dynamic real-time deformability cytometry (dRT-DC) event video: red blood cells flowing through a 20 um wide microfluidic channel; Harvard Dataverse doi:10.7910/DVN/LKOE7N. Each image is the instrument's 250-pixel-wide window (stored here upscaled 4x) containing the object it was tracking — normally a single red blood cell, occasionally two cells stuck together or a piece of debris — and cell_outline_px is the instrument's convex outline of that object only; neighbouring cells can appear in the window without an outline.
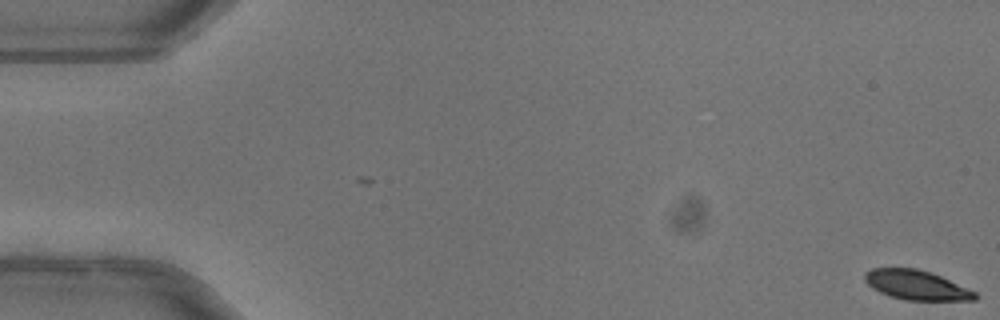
{"species": "common noctule bat (a hibernating species)", "species_latin": "Nyctalus noctula", "temperature_condition": "warm", "stored_images_in_passage": 52, "camera_frame_rate_fps": 3000, "um_per_image_px": 0.085, "animal": {"sex": "female"}, "frame": {"image": 1, "passage_image": 1, "time_ms": 0.0, "image_size_px": [1000, 320], "cell_outline_px": [[976, 300], [904, 300], [888, 296], [872, 288], [864, 280], [864, 272], [872, 268], [916, 268], [932, 272], [976, 292]], "centroid_in_image_um": [77.85, 24.22], "position_along_channel_um": 7.1, "area_um2": 19.02}}
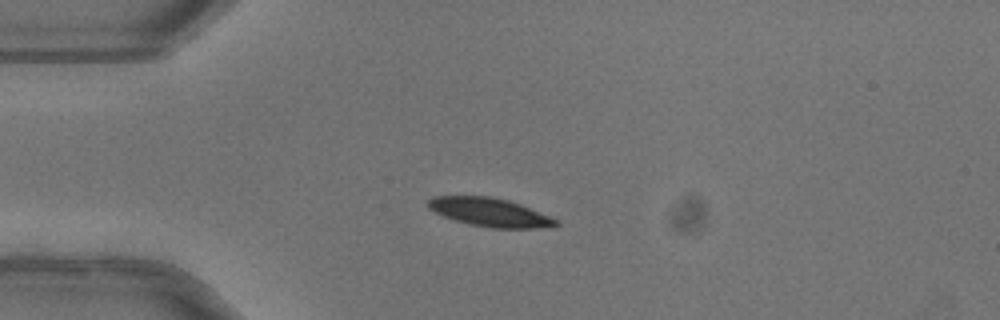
{"frame": {"image": 2, "passage_image": 14, "time_ms": 4.333, "image_size_px": [1000, 320], "cell_outline_px": [[560, 224], [536, 228], [492, 228], [468, 224], [444, 216], [428, 208], [428, 200], [432, 196], [488, 196], [508, 200], [520, 204], [560, 220]], "centroid_in_image_um": [41.64, 18.04], "position_along_channel_um": 43.4, "area_um2": 21.1}}
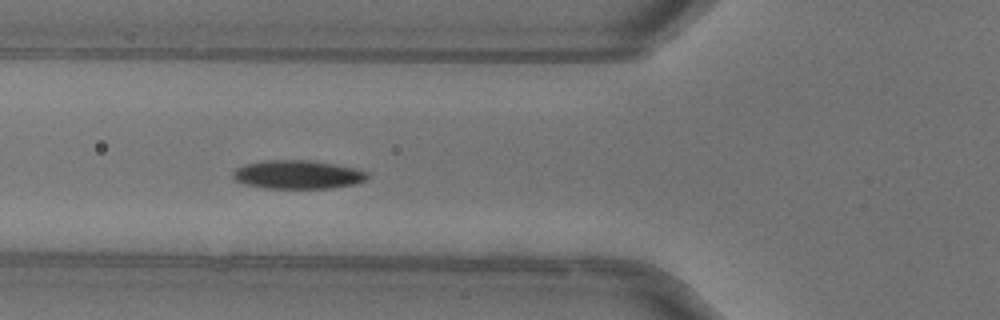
{"frame": {"image": 3, "passage_image": 20, "time_ms": 6.333, "image_size_px": [1000, 320], "cell_outline_px": [[372, 176], [368, 180], [356, 184], [332, 188], [264, 188], [244, 184], [236, 180], [232, 176], [232, 172], [236, 168], [244, 164], [268, 160], [308, 160], [360, 168], [368, 172]], "centroid_in_image_um": [25.38, 14.84], "position_along_channel_um": 100.4, "area_um2": 22.77}, "authors_computed_cell_mechanics": {"area_um2": 21.5016, "velocity_mm_per_s": 4.0113, "shape_relaxation_time_tau1_ms": 3.1142, "shape_relaxation_time_tau2_ms": null, "deformation_change_tau1": 0.1439, "deformation_change_tau2": null}}